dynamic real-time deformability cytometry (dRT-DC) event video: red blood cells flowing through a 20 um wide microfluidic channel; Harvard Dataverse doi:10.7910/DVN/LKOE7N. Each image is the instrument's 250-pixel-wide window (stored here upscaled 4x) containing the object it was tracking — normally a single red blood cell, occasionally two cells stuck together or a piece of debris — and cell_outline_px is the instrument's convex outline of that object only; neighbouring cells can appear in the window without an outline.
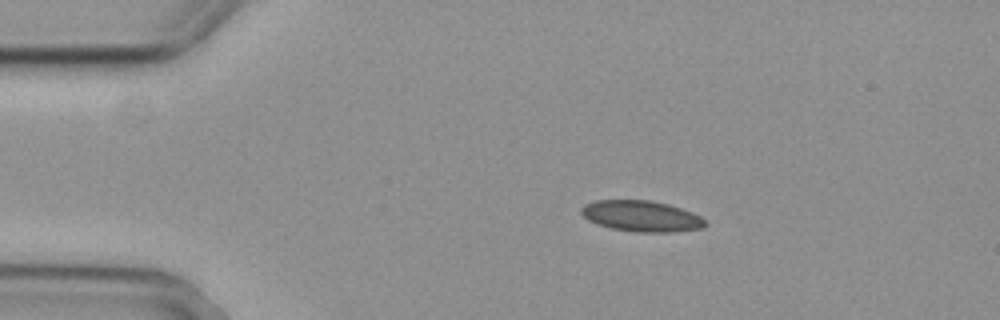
{"species": "common noctule bat (a hibernating species)", "species_latin": "Nyctalus noctula", "temperature_condition": "cold", "stored_images_in_passage": 9, "camera_frame_rate_fps": 3000, "um_per_image_px": 0.085, "animal": {"sex": "female", "body_mass_g": 29.2, "forearm_length_mm": 56.3}, "frame": {"image": 1, "passage_image": 1, "time_ms": 0.0, "image_size_px": [1000, 320], "cell_outline_px": [[708, 224], [704, 228], [672, 232], [636, 232], [612, 228], [596, 224], [588, 220], [580, 212], [580, 208], [584, 204], [596, 200], [648, 200], [668, 204], [692, 212], [700, 216]], "centroid_in_image_um": [54.51, 18.37], "position_along_channel_um": 30.5, "area_um2": 22.43}}
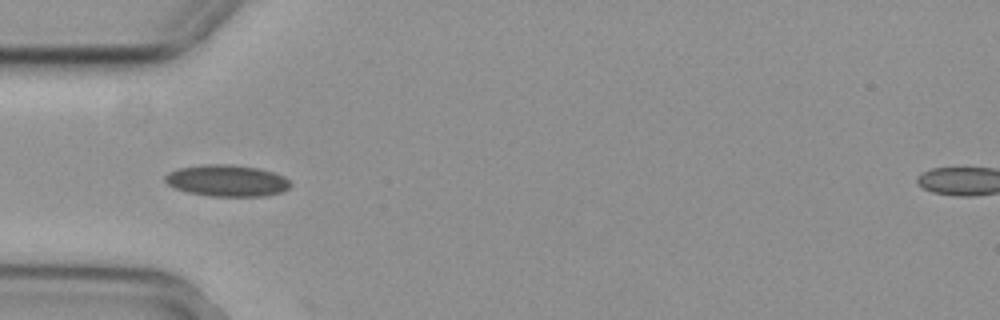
{"frame": {"image": 2, "passage_image": 8, "time_ms": 2.333, "image_size_px": [1000, 320], "cell_outline_px": [[292, 184], [284, 192], [264, 196], [208, 196], [188, 192], [176, 188], [168, 184], [164, 180], [164, 176], [168, 172], [180, 168], [208, 164], [228, 164], [256, 168], [272, 172], [284, 176]], "centroid_in_image_um": [19.3, 15.36], "position_along_channel_um": 65.7, "area_um2": 22.95}}